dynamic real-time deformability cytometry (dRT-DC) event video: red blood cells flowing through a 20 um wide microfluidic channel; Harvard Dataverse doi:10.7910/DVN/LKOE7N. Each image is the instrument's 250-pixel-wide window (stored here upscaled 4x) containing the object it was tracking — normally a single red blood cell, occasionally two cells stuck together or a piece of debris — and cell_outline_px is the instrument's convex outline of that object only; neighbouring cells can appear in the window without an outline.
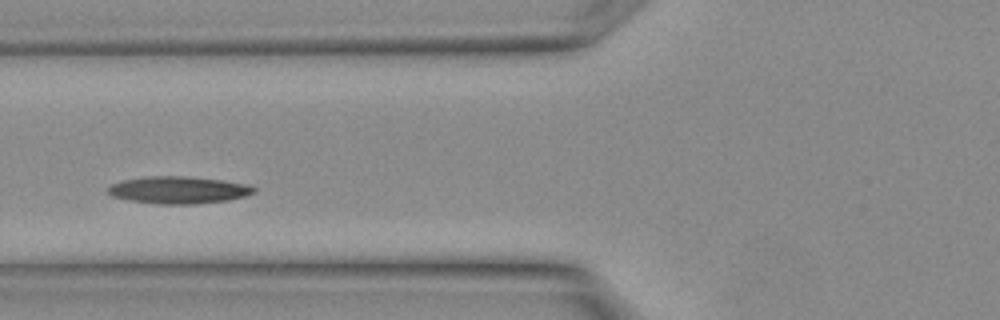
{"species": "Egyptian fruit bat (a non-hibernating species)", "species_latin": "Rousettus aegyptiacus", "temperature_condition": "warm", "stored_images_in_passage": 13, "camera_frame_rate_fps": 3000, "um_per_image_px": 0.085, "animal": {"sex": "female"}, "frame": {"image": 1, "passage_image": 6, "time_ms": 1.667, "image_size_px": [1000, 320], "cell_outline_px": [[256, 192], [244, 196], [228, 200], [196, 204], [160, 204], [128, 200], [112, 196], [108, 192], [108, 188], [112, 184], [124, 180], [144, 176], [184, 176], [220, 180], [248, 184], [256, 188]], "centroid_in_image_um": [15.18, 16.15], "position_along_channel_um": 110.6, "area_um2": 23.06}}
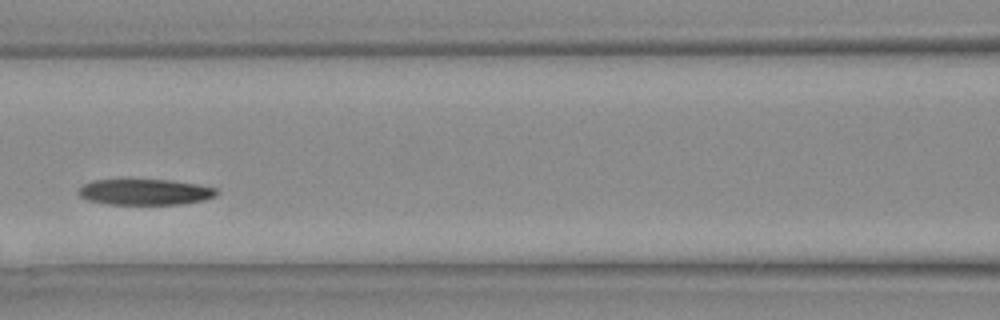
{"frame": {"image": 2, "passage_image": 8, "time_ms": 2.333, "image_size_px": [1000, 320], "cell_outline_px": [[220, 192], [216, 196], [204, 200], [184, 204], [108, 204], [88, 200], [80, 196], [80, 188], [84, 184], [92, 180], [124, 176], [128, 176], [168, 180], [196, 184], [216, 188]], "centroid_in_image_um": [12.3, 16.26], "position_along_channel_um": 154.3, "area_um2": 21.85}}